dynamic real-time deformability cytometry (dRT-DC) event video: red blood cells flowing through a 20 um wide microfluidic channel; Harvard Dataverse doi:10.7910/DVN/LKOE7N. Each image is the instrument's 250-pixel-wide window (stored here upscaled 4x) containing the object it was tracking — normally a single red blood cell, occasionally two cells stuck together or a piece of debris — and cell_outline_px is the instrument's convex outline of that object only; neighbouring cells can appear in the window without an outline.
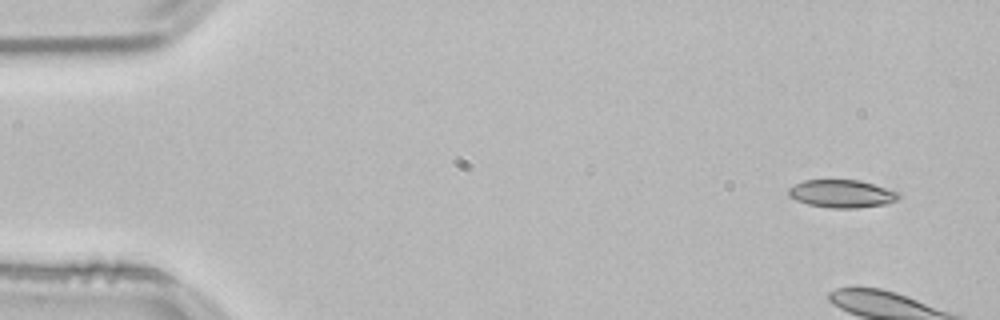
{"species": "common noctule bat (a hibernating species)", "species_latin": "Nyctalus noctula", "temperature_condition": "room temperature", "stored_images_in_passage": 5, "camera_frame_rate_fps": 3000, "um_per_image_px": 0.085, "animal": {"sex": "male", "body_mass_g": 21.5, "forearm_length_mm": 52.0}, "frame": {"image": 1, "passage_image": 1, "time_ms": 0.0, "image_size_px": [1000, 320], "cell_outline_px": [[900, 196], [896, 200], [888, 204], [856, 208], [832, 208], [808, 204], [796, 200], [788, 196], [788, 188], [804, 180], [860, 180], [900, 192]], "centroid_in_image_um": [71.57, 16.47], "position_along_channel_um": 13.4, "area_um2": 17.92}}